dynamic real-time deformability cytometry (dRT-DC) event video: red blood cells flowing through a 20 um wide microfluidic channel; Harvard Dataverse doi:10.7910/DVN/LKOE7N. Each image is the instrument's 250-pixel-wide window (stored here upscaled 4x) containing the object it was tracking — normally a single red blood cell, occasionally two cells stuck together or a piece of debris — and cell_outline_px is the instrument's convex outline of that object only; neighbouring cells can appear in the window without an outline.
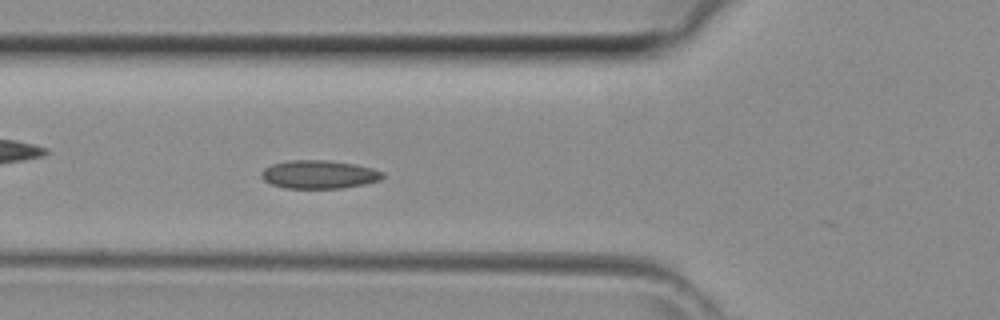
{"species": "common noctule bat (a hibernating species)", "species_latin": "Nyctalus noctula", "temperature_condition": "room temperature", "stored_images_in_passage": 21, "camera_frame_rate_fps": 3000, "um_per_image_px": 0.085, "animal": {"sex": "female", "body_mass_g": 29.2, "forearm_length_mm": 56.3}, "frame": {"image": 1, "passage_image": 15, "time_ms": 4.667, "image_size_px": [1000, 320], "cell_outline_px": [[384, 176], [380, 180], [364, 184], [344, 188], [284, 188], [272, 184], [264, 180], [260, 176], [260, 172], [264, 168], [272, 164], [288, 160], [328, 160], [356, 164], [372, 168], [384, 172]], "centroid_in_image_um": [27.11, 14.82], "position_along_channel_um": 98.7, "area_um2": 20.17}}
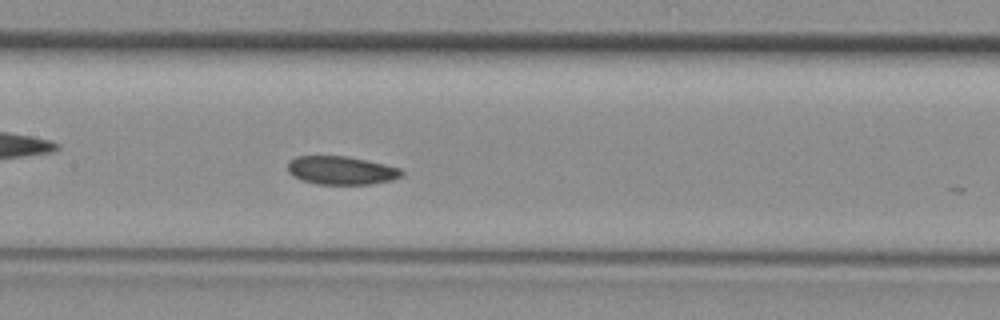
{"frame": {"image": 2, "passage_image": 20, "time_ms": 6.333, "image_size_px": [1000, 320], "cell_outline_px": [[404, 176], [392, 180], [372, 184], [316, 184], [300, 180], [292, 176], [288, 172], [288, 160], [296, 156], [348, 156], [384, 164], [400, 168], [404, 172]], "centroid_in_image_um": [29.0, 14.48], "position_along_channel_um": 178.4, "area_um2": 19.07}}